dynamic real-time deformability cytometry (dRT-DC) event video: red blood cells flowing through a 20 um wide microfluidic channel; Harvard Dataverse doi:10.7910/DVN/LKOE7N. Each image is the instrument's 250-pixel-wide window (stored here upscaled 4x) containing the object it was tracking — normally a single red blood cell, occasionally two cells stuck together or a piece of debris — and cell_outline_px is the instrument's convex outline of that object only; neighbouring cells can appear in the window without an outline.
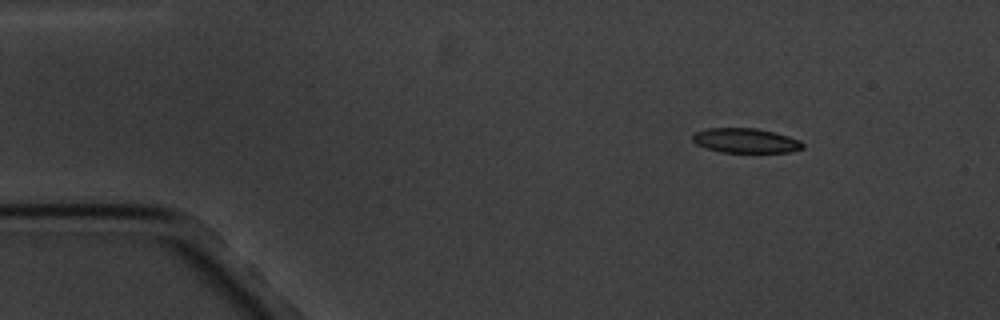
{"species": "common noctule bat (a hibernating species)", "species_latin": "Nyctalus noctula", "temperature_condition": "cold", "stored_images_in_passage": 4, "camera_frame_rate_fps": 3000, "um_per_image_px": 0.085, "animal": {"sex": "male", "body_mass_g": 20.1, "forearm_length_mm": 53.5}, "frame": {"image": 1, "passage_image": 1, "time_ms": 0.0, "image_size_px": [1000, 320], "cell_outline_px": [[804, 148], [788, 152], [720, 152], [696, 144], [692, 140], [692, 136], [696, 132], [708, 128], [756, 128], [788, 136], [800, 140], [804, 144]], "centroid_in_image_um": [63.38, 11.95], "position_along_channel_um": 21.6, "area_um2": 15.66}}